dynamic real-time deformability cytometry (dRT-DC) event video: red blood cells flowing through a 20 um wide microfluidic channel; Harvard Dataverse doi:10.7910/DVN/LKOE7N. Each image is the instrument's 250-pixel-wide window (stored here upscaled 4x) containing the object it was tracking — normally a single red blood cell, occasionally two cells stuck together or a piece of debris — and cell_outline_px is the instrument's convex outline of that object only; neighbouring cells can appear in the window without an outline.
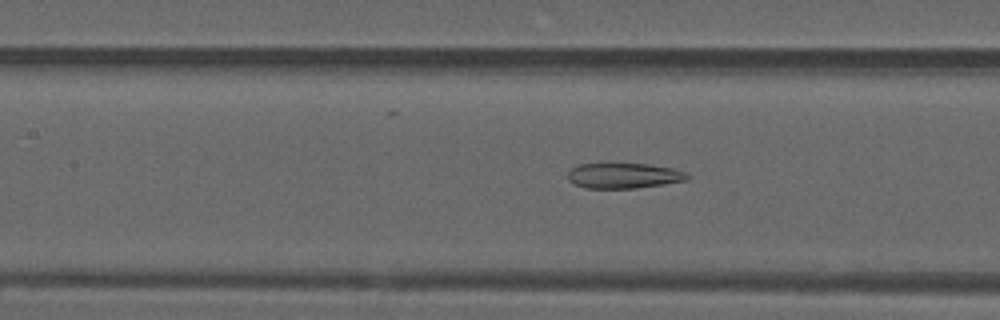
{"species": "common noctule bat (a hibernating species)", "species_latin": "Nyctalus noctula", "temperature_condition": "warm", "stored_images_in_passage": 48, "camera_frame_rate_fps": 3000, "um_per_image_px": 0.085, "animal": {"sex": "male", "forearm_length_mm": 52.5}, "frame": {"image": 1, "passage_image": 18, "time_ms": 5.667, "image_size_px": [1000, 320], "cell_outline_px": [[692, 176], [688, 180], [664, 184], [636, 188], [584, 188], [572, 184], [568, 180], [568, 172], [572, 168], [580, 164], [648, 164], [672, 168], [684, 172]], "centroid_in_image_um": [53.02, 14.94], "position_along_channel_um": 154.4, "area_um2": 17.69}}
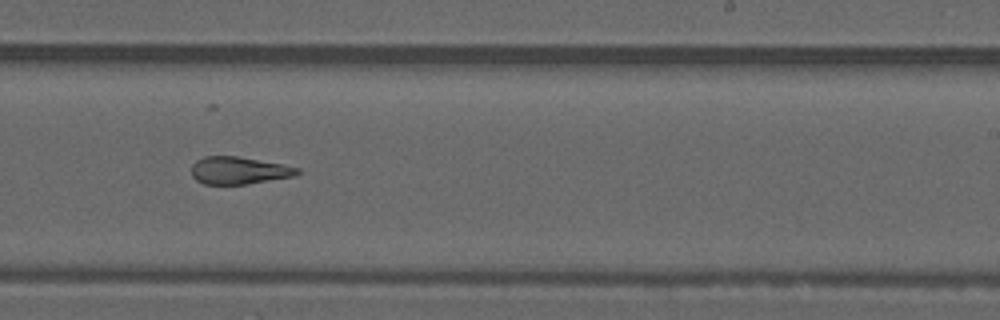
{"frame": {"image": 2, "passage_image": 27, "time_ms": 8.667, "image_size_px": [1000, 320], "cell_outline_px": [[300, 172], [296, 176], [244, 184], [204, 184], [196, 180], [192, 176], [192, 164], [196, 160], [204, 156], [236, 156], [280, 164], [300, 168]], "centroid_in_image_um": [20.28, 14.49], "position_along_channel_um": 268.7, "area_um2": 16.76}}
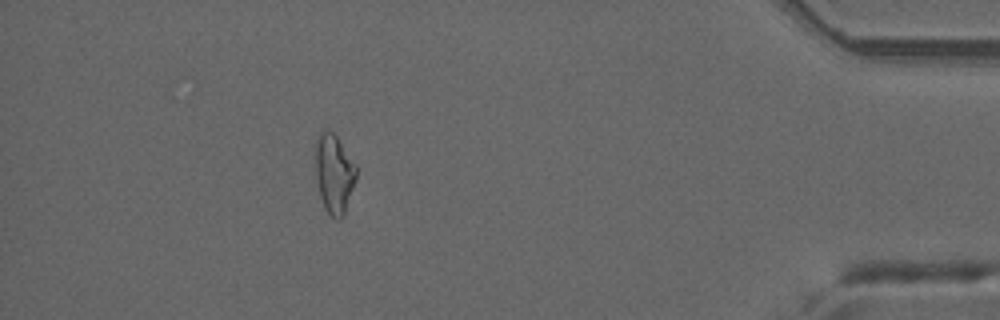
{"frame": {"image": 3, "passage_image": 42, "time_ms": 13.667, "image_size_px": [1000, 320], "cell_outline_px": [[356, 180], [344, 216], [340, 220], [336, 220], [324, 208], [320, 196], [316, 176], [316, 140], [320, 132], [328, 128], [336, 136], [356, 164]], "centroid_in_image_um": [28.41, 14.78], "position_along_channel_um": 406.8, "area_um2": 18.84}, "authors_computed_cell_mechanics": {"area_um2": 18.6983, "velocity_mm_per_s": 3.8225, "shape_relaxation_time_tau1_ms": null, "shape_relaxation_time_tau2_ms": 3.2397, "deformation_change_tau1": null, "deformation_change_tau2": 0.1322}}